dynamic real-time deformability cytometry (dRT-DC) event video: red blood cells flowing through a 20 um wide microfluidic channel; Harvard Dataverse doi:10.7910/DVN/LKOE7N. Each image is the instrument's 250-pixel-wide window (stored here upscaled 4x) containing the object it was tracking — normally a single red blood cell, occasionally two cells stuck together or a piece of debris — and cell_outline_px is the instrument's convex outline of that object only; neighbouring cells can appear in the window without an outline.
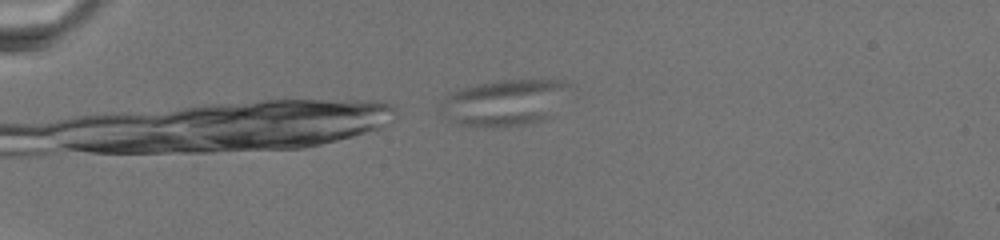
{"species": "common noctule bat (a hibernating species)", "species_latin": "Nyctalus noctula", "temperature_condition": "warm", "stored_images_in_passage": 20, "camera_frame_rate_fps": 3000, "um_per_image_px": 0.085, "animal": {"sex": "female", "body_mass_g": 19.5, "forearm_length_mm": 54.1}, "frame": {"image": 1, "passage_image": 1, "time_ms": 0.0, "image_size_px": [1000, 240], "cell_outline_px": [[572, 84], [552, 116], [540, 120], [524, 124], [492, 128], [456, 124], [448, 120], [440, 112], [440, 104], [448, 92], [460, 88], [476, 84], [500, 80], [564, 80]], "centroid_in_image_um": [42.84, 8.72], "position_along_channel_um": 42.2, "area_um2": 35.08}}
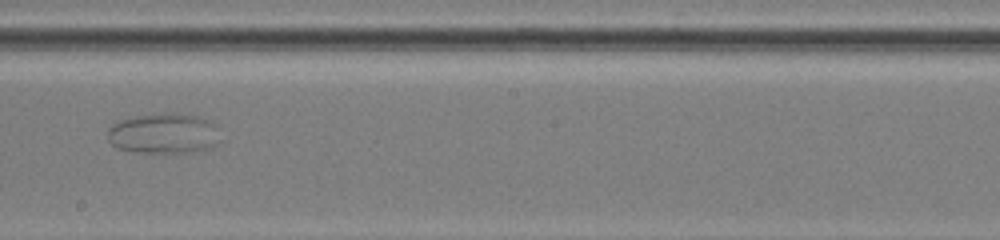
{"frame": {"image": 2, "passage_image": 9, "time_ms": 9.0, "image_size_px": [1000, 240], "cell_outline_px": [[220, 140], [212, 148], [196, 152], [136, 152], [116, 148], [108, 140], [108, 128], [116, 120], [136, 116], [172, 112], [196, 116], [212, 120], [216, 124]], "centroid_in_image_um": [13.93, 11.34], "position_along_channel_um": 234.3, "area_um2": 26.93}}
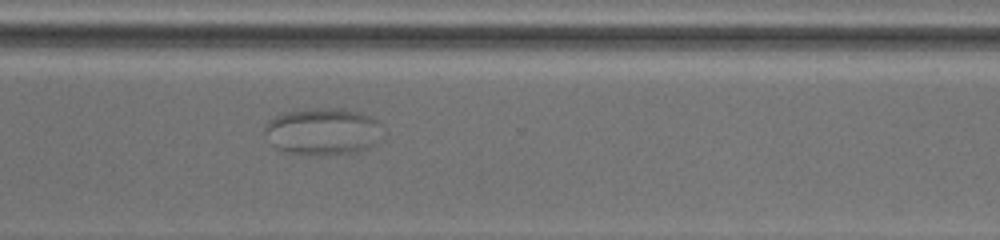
{"frame": {"image": 3, "passage_image": 14, "time_ms": 13.0, "image_size_px": [1000, 240], "cell_outline_px": [[384, 136], [376, 144], [368, 148], [356, 152], [288, 152], [276, 148], [272, 144], [264, 132], [264, 128], [268, 120], [276, 116], [288, 112], [316, 108], [344, 108], [360, 112], [376, 120], [380, 124]], "centroid_in_image_um": [27.49, 11.13], "position_along_channel_um": 343.1, "area_um2": 31.62}}